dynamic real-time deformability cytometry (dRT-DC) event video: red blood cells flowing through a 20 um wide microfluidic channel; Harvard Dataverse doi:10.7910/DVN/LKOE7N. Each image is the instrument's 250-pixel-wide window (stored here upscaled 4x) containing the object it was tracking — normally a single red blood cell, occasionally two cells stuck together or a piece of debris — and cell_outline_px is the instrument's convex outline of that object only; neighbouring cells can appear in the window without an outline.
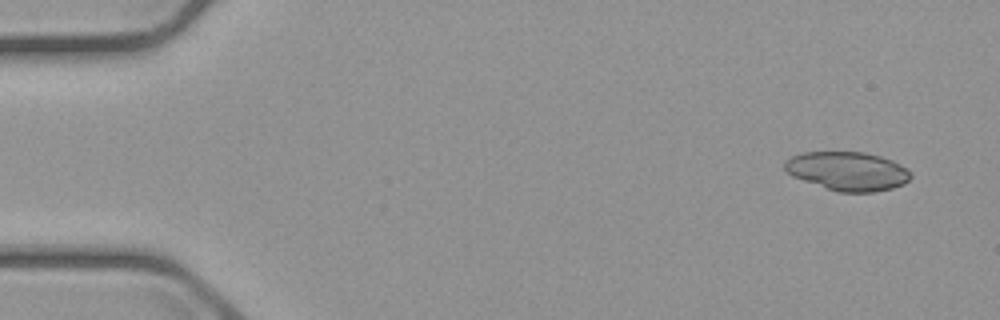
{"species": "common noctule bat (a hibernating species)", "species_latin": "Nyctalus noctula", "temperature_condition": "cold", "stored_images_in_passage": 6, "camera_frame_rate_fps": 3000, "um_per_image_px": 0.085, "animal": {"sex": "male", "body_mass_g": 23.1, "forearm_length_mm": 52.7}, "frame": {"image": 1, "passage_image": 1, "time_ms": 0.0, "image_size_px": [1000, 320], "cell_outline_px": [[912, 176], [904, 184], [892, 188], [872, 192], [836, 192], [792, 176], [784, 168], [784, 160], [792, 156], [804, 152], [864, 152], [880, 156], [892, 160], [908, 168], [912, 172]], "centroid_in_image_um": [72.06, 14.54], "position_along_channel_um": 12.9, "area_um2": 28.61}}